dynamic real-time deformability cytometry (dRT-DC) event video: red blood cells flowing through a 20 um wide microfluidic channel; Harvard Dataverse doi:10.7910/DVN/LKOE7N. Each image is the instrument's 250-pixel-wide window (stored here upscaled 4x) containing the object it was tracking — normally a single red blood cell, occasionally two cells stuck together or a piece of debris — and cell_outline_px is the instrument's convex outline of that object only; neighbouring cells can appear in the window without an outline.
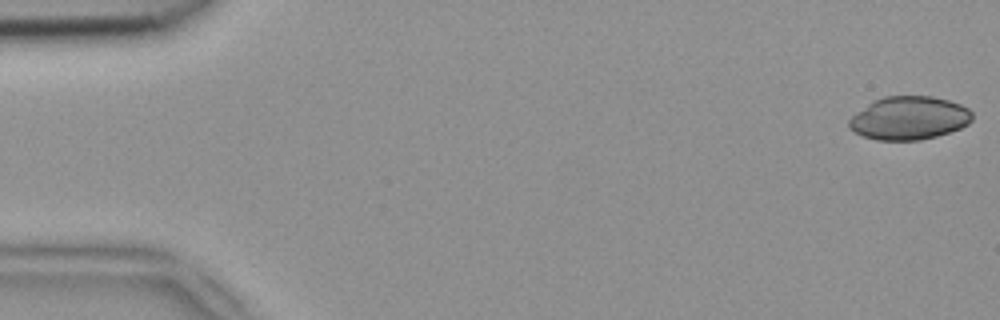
{"species": "common noctule bat (a hibernating species)", "species_latin": "Nyctalus noctula", "temperature_condition": "room temperature", "stored_images_in_passage": 51, "camera_frame_rate_fps": 3000, "um_per_image_px": 0.085, "animal": {"sex": "female", "body_mass_g": 18.4}, "frame": {"image": 1, "passage_image": 1, "time_ms": 0.0, "image_size_px": [1000, 320], "cell_outline_px": [[972, 120], [968, 124], [960, 128], [936, 136], [920, 140], [876, 140], [864, 136], [848, 128], [848, 120], [856, 112], [868, 104], [884, 96], [932, 96], [948, 100], [960, 104], [968, 108], [972, 112]], "centroid_in_image_um": [77.27, 10.03], "position_along_channel_um": 7.7, "area_um2": 30.98}}
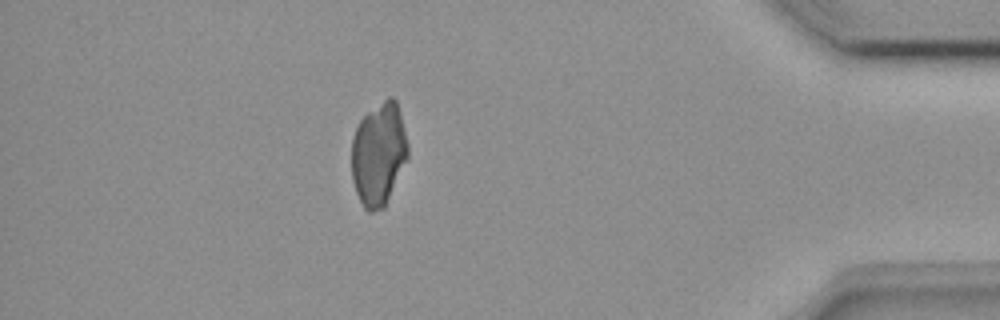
{"frame": {"image": 2, "passage_image": 45, "time_ms": 14.667, "image_size_px": [1000, 320], "cell_outline_px": [[408, 156], [384, 208], [372, 212], [368, 212], [364, 208], [356, 192], [352, 180], [352, 140], [356, 128], [360, 120], [368, 112], [388, 96], [392, 96], [396, 100], [408, 144]], "centroid_in_image_um": [32.18, 13.1], "position_along_channel_um": 403.0, "area_um2": 33.52}}